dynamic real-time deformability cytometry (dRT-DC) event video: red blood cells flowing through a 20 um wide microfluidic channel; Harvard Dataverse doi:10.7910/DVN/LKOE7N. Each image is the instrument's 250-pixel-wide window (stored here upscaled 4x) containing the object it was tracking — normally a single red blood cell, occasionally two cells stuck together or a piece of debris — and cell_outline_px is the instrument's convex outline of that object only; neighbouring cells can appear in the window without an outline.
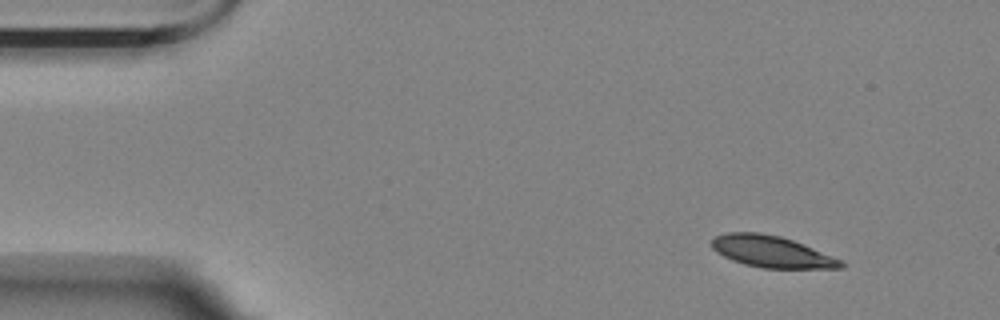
{"species": "Egyptian fruit bat (a non-hibernating species)", "species_latin": "Rousettus aegyptiacus", "temperature_condition": "room temperature", "stored_images_in_passage": 2, "camera_frame_rate_fps": 3000, "um_per_image_px": 0.085, "animal": {"sex": "female"}, "frame": {"image": 1, "passage_image": 2, "time_ms": 2.333, "image_size_px": [1000, 320], "cell_outline_px": [[844, 268], [764, 268], [744, 264], [732, 260], [716, 252], [712, 248], [712, 240], [716, 236], [728, 232], [760, 232], [780, 236], [792, 240], [832, 256], [840, 260], [844, 264]], "centroid_in_image_um": [65.55, 21.39], "position_along_channel_um": 19.4, "area_um2": 23.47}}